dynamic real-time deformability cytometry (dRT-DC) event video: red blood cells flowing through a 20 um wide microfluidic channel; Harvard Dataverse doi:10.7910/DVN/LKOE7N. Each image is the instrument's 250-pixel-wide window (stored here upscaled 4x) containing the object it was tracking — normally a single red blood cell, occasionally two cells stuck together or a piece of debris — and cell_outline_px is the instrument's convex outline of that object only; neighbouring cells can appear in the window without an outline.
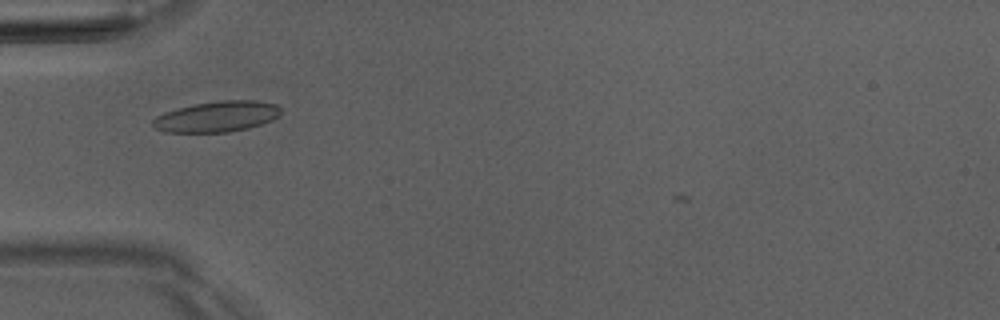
{"species": "Egyptian fruit bat (a non-hibernating species)", "species_latin": "Rousettus aegyptiacus", "temperature_condition": "room temperature", "stored_images_in_passage": 6, "camera_frame_rate_fps": 3000, "um_per_image_px": 0.085, "animal": {"sex": "male"}, "frame": {"image": 1, "passage_image": 3, "time_ms": 2.333, "image_size_px": [1000, 320], "cell_outline_px": [[280, 116], [272, 120], [248, 128], [228, 132], [164, 132], [156, 128], [152, 124], [152, 120], [156, 116], [180, 108], [196, 104], [220, 100], [256, 100], [276, 104], [280, 108]], "centroid_in_image_um": [18.47, 9.91], "position_along_channel_um": 66.5, "area_um2": 22.72}}